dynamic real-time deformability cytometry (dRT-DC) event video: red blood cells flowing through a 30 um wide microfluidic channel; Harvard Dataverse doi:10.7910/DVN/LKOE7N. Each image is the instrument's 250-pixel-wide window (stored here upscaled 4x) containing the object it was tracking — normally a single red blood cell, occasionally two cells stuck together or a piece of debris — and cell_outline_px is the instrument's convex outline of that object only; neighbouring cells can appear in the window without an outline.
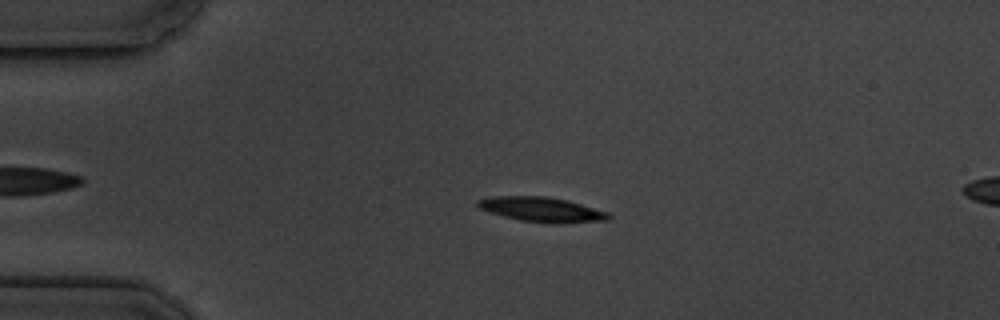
{"species": "common noctule bat (a hibernating species)", "species_latin": "Nyctalus noctula", "temperature_condition": "cold", "stored_images_in_passage": 6, "segment_of_instrument_passage": [1, 2], "camera_frame_rate_fps": 3000, "um_per_image_px": 0.085, "animal": {"sex": "male", "body_mass_g": 19.5, "forearm_length_mm": 54.6}, "frame": {"image": 1, "passage_image": 4, "time_ms": 4.333, "image_size_px": [1000, 320], "cell_outline_px": [[612, 216], [608, 220], [552, 224], [520, 220], [504, 216], [480, 208], [476, 204], [476, 200], [492, 196], [548, 196], [568, 200], [608, 212]], "centroid_in_image_um": [46.07, 17.8], "position_along_channel_um": 38.9, "area_um2": 18.84}}